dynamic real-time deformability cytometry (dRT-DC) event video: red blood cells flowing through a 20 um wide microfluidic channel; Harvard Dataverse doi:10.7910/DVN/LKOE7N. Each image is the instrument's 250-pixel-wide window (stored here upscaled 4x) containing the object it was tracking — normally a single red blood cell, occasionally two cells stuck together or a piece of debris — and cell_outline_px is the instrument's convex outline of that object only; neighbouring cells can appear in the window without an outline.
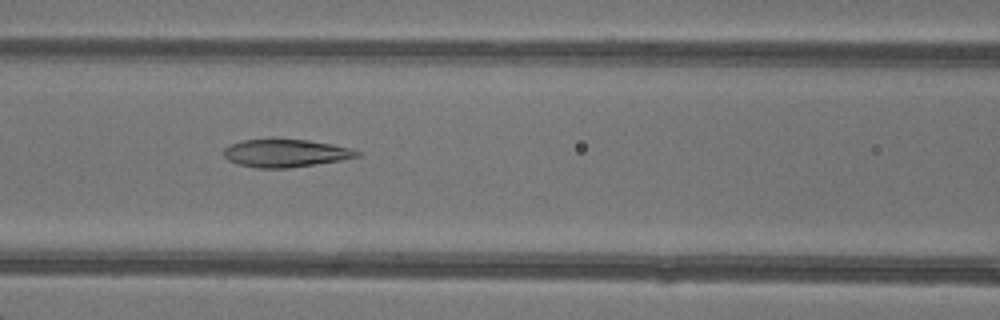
{"species": "common noctule bat (a hibernating species)", "species_latin": "Nyctalus noctula", "temperature_condition": "warm", "stored_images_in_passage": 7, "camera_frame_rate_fps": 3000, "um_per_image_px": 0.085, "animal": {"sex": "female"}, "frame": {"image": 1, "passage_image": 6, "time_ms": 7.333, "image_size_px": [1000, 320], "cell_outline_px": [[360, 156], [340, 160], [288, 168], [256, 168], [236, 164], [228, 160], [224, 156], [224, 148], [240, 140], [272, 136], [308, 140], [332, 144], [348, 148], [360, 152]], "centroid_in_image_um": [24.19, 12.98], "position_along_channel_um": 142.4, "area_um2": 22.25}}